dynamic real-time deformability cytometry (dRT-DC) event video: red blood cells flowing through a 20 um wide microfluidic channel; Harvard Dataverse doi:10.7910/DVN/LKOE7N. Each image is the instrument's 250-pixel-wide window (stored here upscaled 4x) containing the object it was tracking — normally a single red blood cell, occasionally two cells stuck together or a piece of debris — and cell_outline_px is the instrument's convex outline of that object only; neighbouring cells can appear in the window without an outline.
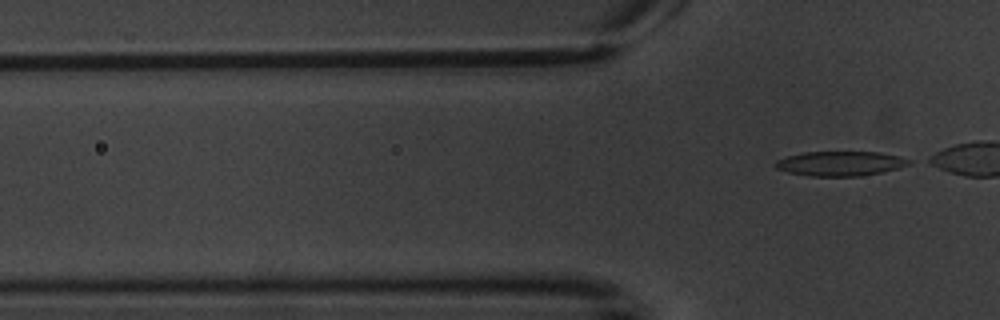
{"species": "common noctule bat (a hibernating species)", "species_latin": "Nyctalus noctula", "temperature_condition": "warm", "stored_images_in_passage": 7, "camera_frame_rate_fps": 3000, "um_per_image_px": 0.085, "animal": {"sex": "male", "body_mass_g": 20.1, "forearm_length_mm": 53.5}, "frame": {"image": 1, "passage_image": 7, "time_ms": 7.333, "image_size_px": [1000, 320], "cell_outline_px": [[912, 160], [908, 164], [896, 168], [880, 172], [860, 176], [812, 176], [788, 172], [776, 168], [772, 164], [776, 160], [788, 156], [804, 152], [880, 152], [900, 156]], "centroid_in_image_um": [71.39, 13.89], "position_along_channel_um": 54.4, "area_um2": 19.02}}